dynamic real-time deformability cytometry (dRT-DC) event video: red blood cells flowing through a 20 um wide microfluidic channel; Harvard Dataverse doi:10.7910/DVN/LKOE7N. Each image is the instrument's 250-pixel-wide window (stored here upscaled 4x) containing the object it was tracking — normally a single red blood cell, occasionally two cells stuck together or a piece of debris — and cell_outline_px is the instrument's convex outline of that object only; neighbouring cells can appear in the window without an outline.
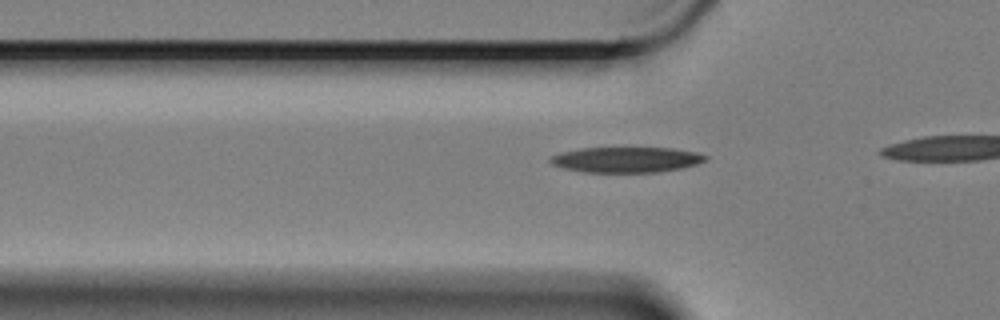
{"species": "Egyptian fruit bat (a non-hibernating species)", "species_latin": "Rousettus aegyptiacus", "temperature_condition": "cold", "stored_images_in_passage": 8, "camera_frame_rate_fps": 3000, "um_per_image_px": 0.085, "animal": {"sex": "female"}, "frame": {"image": 1, "passage_image": 5, "time_ms": 1.333, "image_size_px": [1000, 320], "cell_outline_px": [[708, 160], [684, 168], [660, 172], [584, 172], [564, 168], [552, 164], [548, 160], [552, 156], [560, 152], [580, 148], [672, 148], [696, 152], [708, 156]], "centroid_in_image_um": [53.26, 13.57], "position_along_channel_um": 72.5, "area_um2": 23.12}}